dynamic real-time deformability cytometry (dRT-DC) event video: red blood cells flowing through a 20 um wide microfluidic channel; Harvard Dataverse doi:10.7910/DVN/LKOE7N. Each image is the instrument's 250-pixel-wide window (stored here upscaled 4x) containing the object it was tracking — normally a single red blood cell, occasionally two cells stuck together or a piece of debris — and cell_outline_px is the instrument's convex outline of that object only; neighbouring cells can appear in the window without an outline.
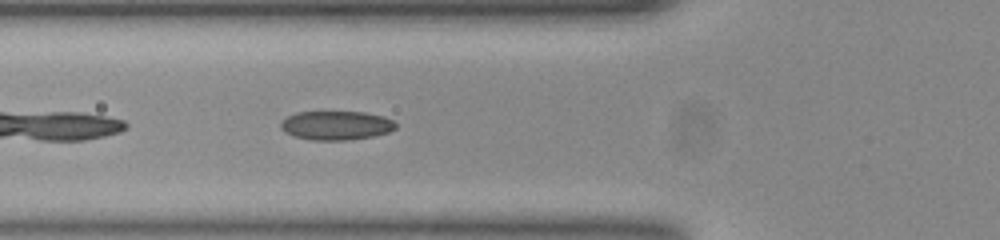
{"species": "common noctule bat (a hibernating species)", "species_latin": "Nyctalus noctula", "temperature_condition": "room temperature", "stored_images_in_passage": 38, "camera_frame_rate_fps": 3000, "um_per_image_px": 0.085, "animal": {"sex": "female", "body_mass_g": 23.0, "forearm_length_mm": 53.4}, "frame": {"image": 1, "passage_image": 4, "time_ms": 1.0, "image_size_px": [1000, 240], "cell_outline_px": [[396, 128], [388, 132], [372, 136], [348, 140], [312, 140], [296, 136], [280, 128], [280, 124], [288, 116], [296, 112], [364, 112], [384, 116], [392, 120], [396, 124]], "centroid_in_image_um": [28.6, 10.65], "position_along_channel_um": 97.2, "area_um2": 19.19}}
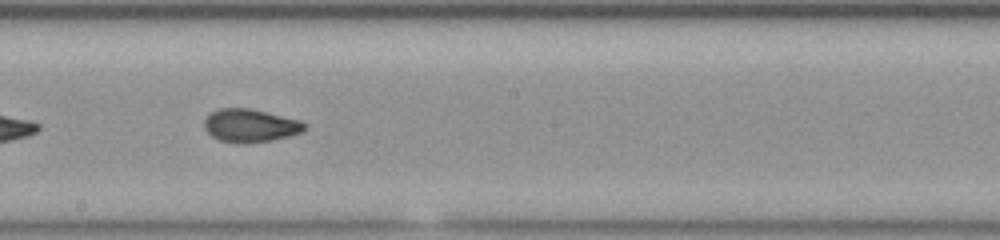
{"frame": {"image": 2, "passage_image": 14, "time_ms": 4.333, "image_size_px": [1000, 240], "cell_outline_px": [[304, 128], [300, 132], [288, 136], [272, 140], [248, 144], [240, 144], [220, 140], [212, 136], [204, 128], [204, 120], [212, 112], [220, 108], [248, 108], [300, 120], [304, 124]], "centroid_in_image_um": [21.23, 10.68], "position_along_channel_um": 227.0, "area_um2": 19.13}}
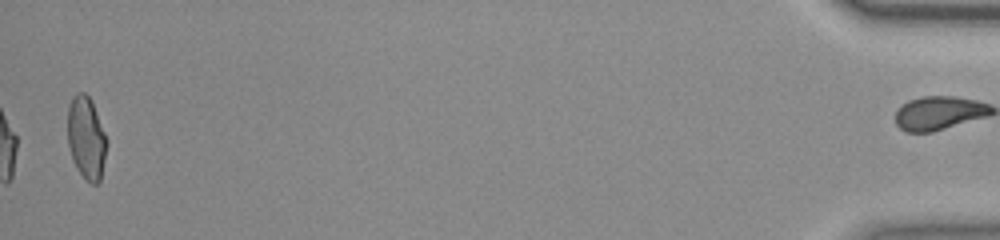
{"frame": {"image": 3, "passage_image": 37, "time_ms": 12.0, "image_size_px": [1000, 240], "cell_outline_px": [[108, 144], [100, 180], [96, 184], [92, 184], [76, 168], [72, 160], [68, 144], [68, 108], [72, 96], [76, 92], [84, 92], [92, 100], [108, 140]], "centroid_in_image_um": [7.34, 11.69], "position_along_channel_um": 427.9, "area_um2": 19.02}, "authors_computed_cell_mechanics": {"area_um2": 19.074, "velocity_mm_per_s": 3.8896, "shape_relaxation_time_tau1_ms": 8.8885, "shape_relaxation_time_tau2_ms": 1.1692, "deformation_change_tau1": 0.2129, "deformation_change_tau2": 0.0712}}